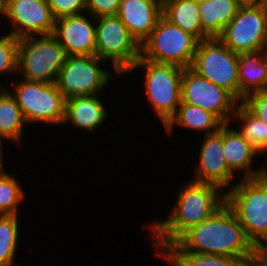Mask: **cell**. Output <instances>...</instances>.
Returning <instances> with one entry per match:
<instances>
[{
  "label": "cell",
  "instance_id": "obj_4",
  "mask_svg": "<svg viewBox=\"0 0 267 266\" xmlns=\"http://www.w3.org/2000/svg\"><path fill=\"white\" fill-rule=\"evenodd\" d=\"M67 53L53 35H31L19 39L17 73L22 79L56 83Z\"/></svg>",
  "mask_w": 267,
  "mask_h": 266
},
{
  "label": "cell",
  "instance_id": "obj_18",
  "mask_svg": "<svg viewBox=\"0 0 267 266\" xmlns=\"http://www.w3.org/2000/svg\"><path fill=\"white\" fill-rule=\"evenodd\" d=\"M103 100L99 95L75 96L65 99V119L63 124L85 129L94 133L108 116Z\"/></svg>",
  "mask_w": 267,
  "mask_h": 266
},
{
  "label": "cell",
  "instance_id": "obj_28",
  "mask_svg": "<svg viewBox=\"0 0 267 266\" xmlns=\"http://www.w3.org/2000/svg\"><path fill=\"white\" fill-rule=\"evenodd\" d=\"M19 38L5 33L0 37V74L17 73Z\"/></svg>",
  "mask_w": 267,
  "mask_h": 266
},
{
  "label": "cell",
  "instance_id": "obj_23",
  "mask_svg": "<svg viewBox=\"0 0 267 266\" xmlns=\"http://www.w3.org/2000/svg\"><path fill=\"white\" fill-rule=\"evenodd\" d=\"M25 125L27 122L21 108L6 87L0 94V136L8 139V142L20 144Z\"/></svg>",
  "mask_w": 267,
  "mask_h": 266
},
{
  "label": "cell",
  "instance_id": "obj_36",
  "mask_svg": "<svg viewBox=\"0 0 267 266\" xmlns=\"http://www.w3.org/2000/svg\"><path fill=\"white\" fill-rule=\"evenodd\" d=\"M259 249L267 253V241Z\"/></svg>",
  "mask_w": 267,
  "mask_h": 266
},
{
  "label": "cell",
  "instance_id": "obj_29",
  "mask_svg": "<svg viewBox=\"0 0 267 266\" xmlns=\"http://www.w3.org/2000/svg\"><path fill=\"white\" fill-rule=\"evenodd\" d=\"M55 19L86 13V0H46Z\"/></svg>",
  "mask_w": 267,
  "mask_h": 266
},
{
  "label": "cell",
  "instance_id": "obj_39",
  "mask_svg": "<svg viewBox=\"0 0 267 266\" xmlns=\"http://www.w3.org/2000/svg\"><path fill=\"white\" fill-rule=\"evenodd\" d=\"M244 1H263V0H244Z\"/></svg>",
  "mask_w": 267,
  "mask_h": 266
},
{
  "label": "cell",
  "instance_id": "obj_10",
  "mask_svg": "<svg viewBox=\"0 0 267 266\" xmlns=\"http://www.w3.org/2000/svg\"><path fill=\"white\" fill-rule=\"evenodd\" d=\"M238 66V54L218 38H212L199 42L190 68L239 101Z\"/></svg>",
  "mask_w": 267,
  "mask_h": 266
},
{
  "label": "cell",
  "instance_id": "obj_5",
  "mask_svg": "<svg viewBox=\"0 0 267 266\" xmlns=\"http://www.w3.org/2000/svg\"><path fill=\"white\" fill-rule=\"evenodd\" d=\"M144 69V85L148 101L152 103L156 116L165 127L177 113L181 104V83L184 68L166 63H157L139 58L128 71Z\"/></svg>",
  "mask_w": 267,
  "mask_h": 266
},
{
  "label": "cell",
  "instance_id": "obj_12",
  "mask_svg": "<svg viewBox=\"0 0 267 266\" xmlns=\"http://www.w3.org/2000/svg\"><path fill=\"white\" fill-rule=\"evenodd\" d=\"M181 103L201 107L223 124H232L231 119L240 102L225 88L216 86L187 67L182 74Z\"/></svg>",
  "mask_w": 267,
  "mask_h": 266
},
{
  "label": "cell",
  "instance_id": "obj_15",
  "mask_svg": "<svg viewBox=\"0 0 267 266\" xmlns=\"http://www.w3.org/2000/svg\"><path fill=\"white\" fill-rule=\"evenodd\" d=\"M86 14L62 17L55 21L53 35L59 40L68 56L95 55L96 22L91 14Z\"/></svg>",
  "mask_w": 267,
  "mask_h": 266
},
{
  "label": "cell",
  "instance_id": "obj_7",
  "mask_svg": "<svg viewBox=\"0 0 267 266\" xmlns=\"http://www.w3.org/2000/svg\"><path fill=\"white\" fill-rule=\"evenodd\" d=\"M11 94L21 108L27 124L62 125L65 119V98L56 83L26 81L12 83ZM14 92V93H13Z\"/></svg>",
  "mask_w": 267,
  "mask_h": 266
},
{
  "label": "cell",
  "instance_id": "obj_22",
  "mask_svg": "<svg viewBox=\"0 0 267 266\" xmlns=\"http://www.w3.org/2000/svg\"><path fill=\"white\" fill-rule=\"evenodd\" d=\"M162 15L175 26L202 40L198 0H162Z\"/></svg>",
  "mask_w": 267,
  "mask_h": 266
},
{
  "label": "cell",
  "instance_id": "obj_8",
  "mask_svg": "<svg viewBox=\"0 0 267 266\" xmlns=\"http://www.w3.org/2000/svg\"><path fill=\"white\" fill-rule=\"evenodd\" d=\"M218 39L237 54L267 49L265 0L245 1Z\"/></svg>",
  "mask_w": 267,
  "mask_h": 266
},
{
  "label": "cell",
  "instance_id": "obj_16",
  "mask_svg": "<svg viewBox=\"0 0 267 266\" xmlns=\"http://www.w3.org/2000/svg\"><path fill=\"white\" fill-rule=\"evenodd\" d=\"M117 16L142 45L162 16V0H120Z\"/></svg>",
  "mask_w": 267,
  "mask_h": 266
},
{
  "label": "cell",
  "instance_id": "obj_6",
  "mask_svg": "<svg viewBox=\"0 0 267 266\" xmlns=\"http://www.w3.org/2000/svg\"><path fill=\"white\" fill-rule=\"evenodd\" d=\"M200 40L175 26L163 15L141 45L140 58L157 63L191 67Z\"/></svg>",
  "mask_w": 267,
  "mask_h": 266
},
{
  "label": "cell",
  "instance_id": "obj_38",
  "mask_svg": "<svg viewBox=\"0 0 267 266\" xmlns=\"http://www.w3.org/2000/svg\"><path fill=\"white\" fill-rule=\"evenodd\" d=\"M5 88H6V87L1 86V82H0V94L3 92V90H4Z\"/></svg>",
  "mask_w": 267,
  "mask_h": 266
},
{
  "label": "cell",
  "instance_id": "obj_37",
  "mask_svg": "<svg viewBox=\"0 0 267 266\" xmlns=\"http://www.w3.org/2000/svg\"><path fill=\"white\" fill-rule=\"evenodd\" d=\"M266 65H267V49H266V55H265ZM265 90H267V75L265 80Z\"/></svg>",
  "mask_w": 267,
  "mask_h": 266
},
{
  "label": "cell",
  "instance_id": "obj_31",
  "mask_svg": "<svg viewBox=\"0 0 267 266\" xmlns=\"http://www.w3.org/2000/svg\"><path fill=\"white\" fill-rule=\"evenodd\" d=\"M120 0H86V12L94 18L101 16H116Z\"/></svg>",
  "mask_w": 267,
  "mask_h": 266
},
{
  "label": "cell",
  "instance_id": "obj_34",
  "mask_svg": "<svg viewBox=\"0 0 267 266\" xmlns=\"http://www.w3.org/2000/svg\"><path fill=\"white\" fill-rule=\"evenodd\" d=\"M0 16L6 17V0H0Z\"/></svg>",
  "mask_w": 267,
  "mask_h": 266
},
{
  "label": "cell",
  "instance_id": "obj_27",
  "mask_svg": "<svg viewBox=\"0 0 267 266\" xmlns=\"http://www.w3.org/2000/svg\"><path fill=\"white\" fill-rule=\"evenodd\" d=\"M15 175L0 174V215L18 216L20 203H23L25 194Z\"/></svg>",
  "mask_w": 267,
  "mask_h": 266
},
{
  "label": "cell",
  "instance_id": "obj_14",
  "mask_svg": "<svg viewBox=\"0 0 267 266\" xmlns=\"http://www.w3.org/2000/svg\"><path fill=\"white\" fill-rule=\"evenodd\" d=\"M200 146L196 174L192 181L211 184L222 191H228L235 185L234 173L229 169L223 156V125L217 132L203 136Z\"/></svg>",
  "mask_w": 267,
  "mask_h": 266
},
{
  "label": "cell",
  "instance_id": "obj_35",
  "mask_svg": "<svg viewBox=\"0 0 267 266\" xmlns=\"http://www.w3.org/2000/svg\"><path fill=\"white\" fill-rule=\"evenodd\" d=\"M265 164H262L263 165L262 177L267 181V158H266V163Z\"/></svg>",
  "mask_w": 267,
  "mask_h": 266
},
{
  "label": "cell",
  "instance_id": "obj_21",
  "mask_svg": "<svg viewBox=\"0 0 267 266\" xmlns=\"http://www.w3.org/2000/svg\"><path fill=\"white\" fill-rule=\"evenodd\" d=\"M176 124L191 131H202L204 135L217 132L223 125L214 114L188 103H181L175 116L165 126L168 135L174 132Z\"/></svg>",
  "mask_w": 267,
  "mask_h": 266
},
{
  "label": "cell",
  "instance_id": "obj_11",
  "mask_svg": "<svg viewBox=\"0 0 267 266\" xmlns=\"http://www.w3.org/2000/svg\"><path fill=\"white\" fill-rule=\"evenodd\" d=\"M101 63L106 61L96 55L67 56L56 80L64 98L98 95L112 76Z\"/></svg>",
  "mask_w": 267,
  "mask_h": 266
},
{
  "label": "cell",
  "instance_id": "obj_2",
  "mask_svg": "<svg viewBox=\"0 0 267 266\" xmlns=\"http://www.w3.org/2000/svg\"><path fill=\"white\" fill-rule=\"evenodd\" d=\"M224 204L225 192L215 185L192 180L182 185L168 217L148 226L158 255L190 228L211 217Z\"/></svg>",
  "mask_w": 267,
  "mask_h": 266
},
{
  "label": "cell",
  "instance_id": "obj_30",
  "mask_svg": "<svg viewBox=\"0 0 267 266\" xmlns=\"http://www.w3.org/2000/svg\"><path fill=\"white\" fill-rule=\"evenodd\" d=\"M252 114L267 123V90L255 92L241 102Z\"/></svg>",
  "mask_w": 267,
  "mask_h": 266
},
{
  "label": "cell",
  "instance_id": "obj_17",
  "mask_svg": "<svg viewBox=\"0 0 267 266\" xmlns=\"http://www.w3.org/2000/svg\"><path fill=\"white\" fill-rule=\"evenodd\" d=\"M230 126L231 123L223 124V156L227 166L234 174L244 171V179L261 177L263 166L255 170L252 167L255 157H259L261 153L238 132V129Z\"/></svg>",
  "mask_w": 267,
  "mask_h": 266
},
{
  "label": "cell",
  "instance_id": "obj_33",
  "mask_svg": "<svg viewBox=\"0 0 267 266\" xmlns=\"http://www.w3.org/2000/svg\"><path fill=\"white\" fill-rule=\"evenodd\" d=\"M3 139L8 140V139L0 136V174L6 173L5 167L3 165L4 161H3V155H2L3 154V145L2 144L4 142Z\"/></svg>",
  "mask_w": 267,
  "mask_h": 266
},
{
  "label": "cell",
  "instance_id": "obj_19",
  "mask_svg": "<svg viewBox=\"0 0 267 266\" xmlns=\"http://www.w3.org/2000/svg\"><path fill=\"white\" fill-rule=\"evenodd\" d=\"M244 0H198L202 40L218 38Z\"/></svg>",
  "mask_w": 267,
  "mask_h": 266
},
{
  "label": "cell",
  "instance_id": "obj_25",
  "mask_svg": "<svg viewBox=\"0 0 267 266\" xmlns=\"http://www.w3.org/2000/svg\"><path fill=\"white\" fill-rule=\"evenodd\" d=\"M159 256L170 266H241L242 259L188 252H161Z\"/></svg>",
  "mask_w": 267,
  "mask_h": 266
},
{
  "label": "cell",
  "instance_id": "obj_26",
  "mask_svg": "<svg viewBox=\"0 0 267 266\" xmlns=\"http://www.w3.org/2000/svg\"><path fill=\"white\" fill-rule=\"evenodd\" d=\"M19 216H0V266L14 264L19 239Z\"/></svg>",
  "mask_w": 267,
  "mask_h": 266
},
{
  "label": "cell",
  "instance_id": "obj_3",
  "mask_svg": "<svg viewBox=\"0 0 267 266\" xmlns=\"http://www.w3.org/2000/svg\"><path fill=\"white\" fill-rule=\"evenodd\" d=\"M238 181L225 192V203L260 248L267 241V181L262 176Z\"/></svg>",
  "mask_w": 267,
  "mask_h": 266
},
{
  "label": "cell",
  "instance_id": "obj_9",
  "mask_svg": "<svg viewBox=\"0 0 267 266\" xmlns=\"http://www.w3.org/2000/svg\"><path fill=\"white\" fill-rule=\"evenodd\" d=\"M95 22V55L106 62L111 60L115 75L128 73L140 58L141 45L117 15L101 16Z\"/></svg>",
  "mask_w": 267,
  "mask_h": 266
},
{
  "label": "cell",
  "instance_id": "obj_1",
  "mask_svg": "<svg viewBox=\"0 0 267 266\" xmlns=\"http://www.w3.org/2000/svg\"><path fill=\"white\" fill-rule=\"evenodd\" d=\"M258 248L225 203L211 217L186 231L162 252H188L245 258Z\"/></svg>",
  "mask_w": 267,
  "mask_h": 266
},
{
  "label": "cell",
  "instance_id": "obj_24",
  "mask_svg": "<svg viewBox=\"0 0 267 266\" xmlns=\"http://www.w3.org/2000/svg\"><path fill=\"white\" fill-rule=\"evenodd\" d=\"M237 118V119H236ZM237 120L238 132L261 154L267 153V123L252 114L242 103L235 109L232 121Z\"/></svg>",
  "mask_w": 267,
  "mask_h": 266
},
{
  "label": "cell",
  "instance_id": "obj_13",
  "mask_svg": "<svg viewBox=\"0 0 267 266\" xmlns=\"http://www.w3.org/2000/svg\"><path fill=\"white\" fill-rule=\"evenodd\" d=\"M12 23L9 34L17 38L53 34L55 21L46 0H6V17Z\"/></svg>",
  "mask_w": 267,
  "mask_h": 266
},
{
  "label": "cell",
  "instance_id": "obj_20",
  "mask_svg": "<svg viewBox=\"0 0 267 266\" xmlns=\"http://www.w3.org/2000/svg\"><path fill=\"white\" fill-rule=\"evenodd\" d=\"M266 49L256 52L239 53L238 81L239 102L249 95L265 90L267 65Z\"/></svg>",
  "mask_w": 267,
  "mask_h": 266
},
{
  "label": "cell",
  "instance_id": "obj_32",
  "mask_svg": "<svg viewBox=\"0 0 267 266\" xmlns=\"http://www.w3.org/2000/svg\"><path fill=\"white\" fill-rule=\"evenodd\" d=\"M241 266H267V253L258 248L253 254L242 259Z\"/></svg>",
  "mask_w": 267,
  "mask_h": 266
}]
</instances>
